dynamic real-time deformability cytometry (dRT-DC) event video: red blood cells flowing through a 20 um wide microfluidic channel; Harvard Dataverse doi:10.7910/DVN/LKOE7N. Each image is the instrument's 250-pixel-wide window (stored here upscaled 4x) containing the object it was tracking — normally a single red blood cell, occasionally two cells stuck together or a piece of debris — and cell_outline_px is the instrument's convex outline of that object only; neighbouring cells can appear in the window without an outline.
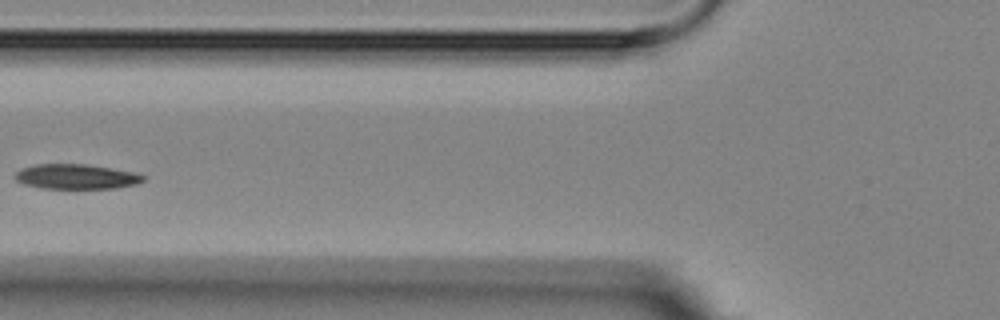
{"species": "Egyptian fruit bat (a non-hibernating species)", "species_latin": "Rousettus aegyptiacus", "temperature_condition": "room temperature", "stored_images_in_passage": 11, "camera_frame_rate_fps": 3000, "um_per_image_px": 0.085, "animal": {"sex": "female"}, "frame": {"image": 1, "passage_image": 7, "time_ms": 7.0, "image_size_px": [1000, 320], "cell_outline_px": [[148, 176], [144, 180], [136, 184], [116, 188], [44, 188], [24, 184], [16, 180], [12, 176], [20, 168], [36, 164], [84, 164], [112, 168], [132, 172]], "centroid_in_image_um": [6.46, 15.0], "position_along_channel_um": 119.3, "area_um2": 18.61}}
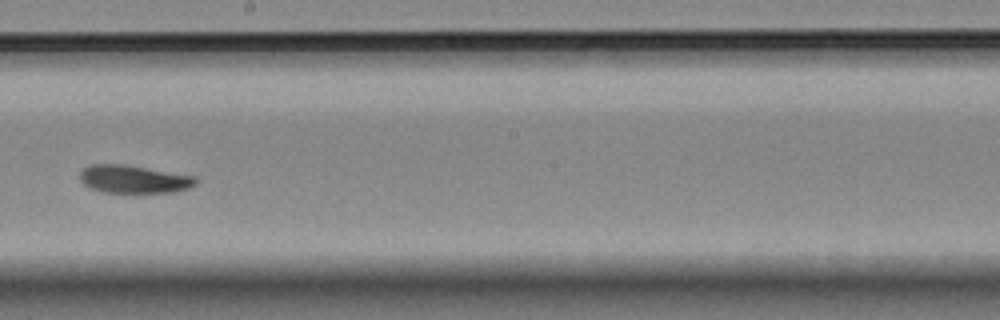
{"frame": {"image": 2, "passage_image": 10, "time_ms": 10.333, "image_size_px": [1000, 320], "cell_outline_px": [[196, 184], [188, 188], [172, 192], [100, 192], [88, 188], [80, 180], [80, 172], [88, 164], [124, 164], [196, 176]], "centroid_in_image_um": [11.33, 15.22], "position_along_channel_um": 236.9, "area_um2": 18.9}}
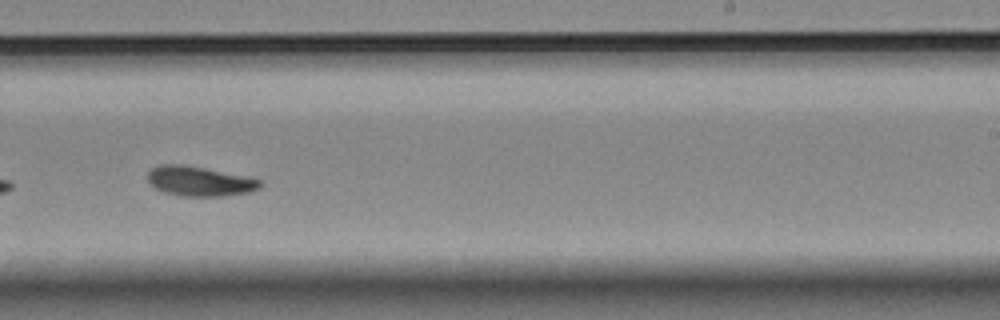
{"frame": {"image": 3, "passage_image": 11, "time_ms": 11.333, "image_size_px": [1000, 320], "cell_outline_px": [[264, 184], [260, 188], [248, 192], [220, 196], [180, 196], [164, 192], [156, 188], [148, 180], [148, 172], [152, 168], [160, 164], [180, 164], [204, 168], [244, 176], [260, 180]], "centroid_in_image_um": [16.95, 15.4], "position_along_channel_um": 272.1, "area_um2": 19.25}}